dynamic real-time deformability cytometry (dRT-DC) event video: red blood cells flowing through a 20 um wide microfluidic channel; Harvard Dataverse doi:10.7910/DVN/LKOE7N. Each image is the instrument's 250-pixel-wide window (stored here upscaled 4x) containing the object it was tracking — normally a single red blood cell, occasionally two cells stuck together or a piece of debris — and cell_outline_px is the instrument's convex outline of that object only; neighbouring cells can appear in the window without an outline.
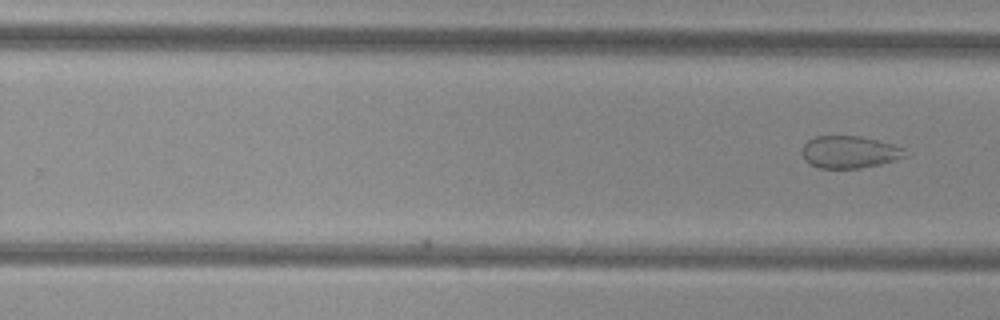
{"species": "common noctule bat (a hibernating species)", "species_latin": "Nyctalus noctula", "temperature_condition": "cold", "stored_images_in_passage": 17, "camera_frame_rate_fps": 3000, "um_per_image_px": 0.085, "animal": {"sex": "female", "body_mass_g": 29.2, "forearm_length_mm": 56.3}, "frame": {"image": 1, "passage_image": 17, "time_ms": 5.333, "image_size_px": [1000, 320], "cell_outline_px": [[904, 156], [880, 164], [860, 168], [820, 168], [804, 160], [804, 144], [808, 140], [816, 136], [860, 136], [892, 144], [904, 148]], "centroid_in_image_um": [72.18, 12.92], "position_along_channel_um": 257.6, "area_um2": 18.9}}